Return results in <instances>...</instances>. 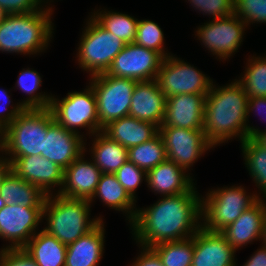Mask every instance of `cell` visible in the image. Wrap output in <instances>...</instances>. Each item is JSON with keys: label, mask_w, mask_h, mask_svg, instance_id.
Here are the masks:
<instances>
[{"label": "cell", "mask_w": 266, "mask_h": 266, "mask_svg": "<svg viewBox=\"0 0 266 266\" xmlns=\"http://www.w3.org/2000/svg\"><path fill=\"white\" fill-rule=\"evenodd\" d=\"M195 185L179 195L161 196L147 208H138L130 223L138 246L183 240L202 227L201 197Z\"/></svg>", "instance_id": "1"}, {"label": "cell", "mask_w": 266, "mask_h": 266, "mask_svg": "<svg viewBox=\"0 0 266 266\" xmlns=\"http://www.w3.org/2000/svg\"><path fill=\"white\" fill-rule=\"evenodd\" d=\"M247 106L248 96L236 79L225 86L213 82L206 95L203 131L214 147L234 137L240 143L248 138Z\"/></svg>", "instance_id": "2"}, {"label": "cell", "mask_w": 266, "mask_h": 266, "mask_svg": "<svg viewBox=\"0 0 266 266\" xmlns=\"http://www.w3.org/2000/svg\"><path fill=\"white\" fill-rule=\"evenodd\" d=\"M52 7L26 14H7L0 23V51L24 55L44 52L52 39Z\"/></svg>", "instance_id": "3"}, {"label": "cell", "mask_w": 266, "mask_h": 266, "mask_svg": "<svg viewBox=\"0 0 266 266\" xmlns=\"http://www.w3.org/2000/svg\"><path fill=\"white\" fill-rule=\"evenodd\" d=\"M91 207L86 199L63 197L57 193L46 196L43 219L46 220L47 226L43 230L66 246L74 243L103 219L101 216L90 219Z\"/></svg>", "instance_id": "4"}, {"label": "cell", "mask_w": 266, "mask_h": 266, "mask_svg": "<svg viewBox=\"0 0 266 266\" xmlns=\"http://www.w3.org/2000/svg\"><path fill=\"white\" fill-rule=\"evenodd\" d=\"M54 120L50 108L24 109L6 127L5 153L8 157L41 155L49 124Z\"/></svg>", "instance_id": "5"}, {"label": "cell", "mask_w": 266, "mask_h": 266, "mask_svg": "<svg viewBox=\"0 0 266 266\" xmlns=\"http://www.w3.org/2000/svg\"><path fill=\"white\" fill-rule=\"evenodd\" d=\"M259 199V194L253 192L248 195L242 186L211 189L205 197H201L202 227L207 231L220 232Z\"/></svg>", "instance_id": "6"}, {"label": "cell", "mask_w": 266, "mask_h": 266, "mask_svg": "<svg viewBox=\"0 0 266 266\" xmlns=\"http://www.w3.org/2000/svg\"><path fill=\"white\" fill-rule=\"evenodd\" d=\"M89 16L76 55L79 66L93 76L107 72L126 44Z\"/></svg>", "instance_id": "7"}, {"label": "cell", "mask_w": 266, "mask_h": 266, "mask_svg": "<svg viewBox=\"0 0 266 266\" xmlns=\"http://www.w3.org/2000/svg\"><path fill=\"white\" fill-rule=\"evenodd\" d=\"M50 109L61 126L75 133H80L79 127L88 128L90 136L103 130L98 120L96 96L90 85L84 91L68 92L61 100L53 95Z\"/></svg>", "instance_id": "8"}, {"label": "cell", "mask_w": 266, "mask_h": 266, "mask_svg": "<svg viewBox=\"0 0 266 266\" xmlns=\"http://www.w3.org/2000/svg\"><path fill=\"white\" fill-rule=\"evenodd\" d=\"M89 85L93 88L97 101L100 126L129 116L133 89L138 81L131 78H117L106 72L90 76Z\"/></svg>", "instance_id": "9"}, {"label": "cell", "mask_w": 266, "mask_h": 266, "mask_svg": "<svg viewBox=\"0 0 266 266\" xmlns=\"http://www.w3.org/2000/svg\"><path fill=\"white\" fill-rule=\"evenodd\" d=\"M155 81L169 98L176 94H208L213 80L173 55L163 58Z\"/></svg>", "instance_id": "10"}, {"label": "cell", "mask_w": 266, "mask_h": 266, "mask_svg": "<svg viewBox=\"0 0 266 266\" xmlns=\"http://www.w3.org/2000/svg\"><path fill=\"white\" fill-rule=\"evenodd\" d=\"M246 27L238 16L232 14L209 20L197 28L195 36L211 55L227 60L240 48Z\"/></svg>", "instance_id": "11"}, {"label": "cell", "mask_w": 266, "mask_h": 266, "mask_svg": "<svg viewBox=\"0 0 266 266\" xmlns=\"http://www.w3.org/2000/svg\"><path fill=\"white\" fill-rule=\"evenodd\" d=\"M159 134L165 145L167 159L185 169L187 173L195 161L214 148L203 130L160 126Z\"/></svg>", "instance_id": "12"}, {"label": "cell", "mask_w": 266, "mask_h": 266, "mask_svg": "<svg viewBox=\"0 0 266 266\" xmlns=\"http://www.w3.org/2000/svg\"><path fill=\"white\" fill-rule=\"evenodd\" d=\"M42 220L43 207H23L6 203L0 210V238L9 241L4 249L23 248L37 233Z\"/></svg>", "instance_id": "13"}, {"label": "cell", "mask_w": 266, "mask_h": 266, "mask_svg": "<svg viewBox=\"0 0 266 266\" xmlns=\"http://www.w3.org/2000/svg\"><path fill=\"white\" fill-rule=\"evenodd\" d=\"M163 57L156 51L135 43L126 44L114 58L107 74L117 78H131L138 82L155 80Z\"/></svg>", "instance_id": "14"}, {"label": "cell", "mask_w": 266, "mask_h": 266, "mask_svg": "<svg viewBox=\"0 0 266 266\" xmlns=\"http://www.w3.org/2000/svg\"><path fill=\"white\" fill-rule=\"evenodd\" d=\"M11 161V170L19 177L37 186L46 196L53 195L54 187L60 189L63 184L64 169L41 155L7 157Z\"/></svg>", "instance_id": "15"}, {"label": "cell", "mask_w": 266, "mask_h": 266, "mask_svg": "<svg viewBox=\"0 0 266 266\" xmlns=\"http://www.w3.org/2000/svg\"><path fill=\"white\" fill-rule=\"evenodd\" d=\"M83 137V134L66 129L54 119L47 128L41 156L65 169L86 152L87 140Z\"/></svg>", "instance_id": "16"}, {"label": "cell", "mask_w": 266, "mask_h": 266, "mask_svg": "<svg viewBox=\"0 0 266 266\" xmlns=\"http://www.w3.org/2000/svg\"><path fill=\"white\" fill-rule=\"evenodd\" d=\"M206 94H176L166 98L161 126L203 130Z\"/></svg>", "instance_id": "17"}, {"label": "cell", "mask_w": 266, "mask_h": 266, "mask_svg": "<svg viewBox=\"0 0 266 266\" xmlns=\"http://www.w3.org/2000/svg\"><path fill=\"white\" fill-rule=\"evenodd\" d=\"M236 250L220 232L201 227L194 235L191 266H237Z\"/></svg>", "instance_id": "18"}, {"label": "cell", "mask_w": 266, "mask_h": 266, "mask_svg": "<svg viewBox=\"0 0 266 266\" xmlns=\"http://www.w3.org/2000/svg\"><path fill=\"white\" fill-rule=\"evenodd\" d=\"M85 153L74 160L63 173V184L59 194L63 197L90 200L94 195L102 172Z\"/></svg>", "instance_id": "19"}, {"label": "cell", "mask_w": 266, "mask_h": 266, "mask_svg": "<svg viewBox=\"0 0 266 266\" xmlns=\"http://www.w3.org/2000/svg\"><path fill=\"white\" fill-rule=\"evenodd\" d=\"M165 108L166 96L155 80L136 83L132 92L129 116L160 127L165 117Z\"/></svg>", "instance_id": "20"}, {"label": "cell", "mask_w": 266, "mask_h": 266, "mask_svg": "<svg viewBox=\"0 0 266 266\" xmlns=\"http://www.w3.org/2000/svg\"><path fill=\"white\" fill-rule=\"evenodd\" d=\"M264 201V198H260L253 206L243 211L237 220L220 231L236 251L254 240H262L266 212Z\"/></svg>", "instance_id": "21"}, {"label": "cell", "mask_w": 266, "mask_h": 266, "mask_svg": "<svg viewBox=\"0 0 266 266\" xmlns=\"http://www.w3.org/2000/svg\"><path fill=\"white\" fill-rule=\"evenodd\" d=\"M166 159L147 172L146 183L150 190L160 196L179 195L189 191L195 184L191 173Z\"/></svg>", "instance_id": "22"}, {"label": "cell", "mask_w": 266, "mask_h": 266, "mask_svg": "<svg viewBox=\"0 0 266 266\" xmlns=\"http://www.w3.org/2000/svg\"><path fill=\"white\" fill-rule=\"evenodd\" d=\"M103 220L86 235L67 245L65 266H98L104 253Z\"/></svg>", "instance_id": "23"}, {"label": "cell", "mask_w": 266, "mask_h": 266, "mask_svg": "<svg viewBox=\"0 0 266 266\" xmlns=\"http://www.w3.org/2000/svg\"><path fill=\"white\" fill-rule=\"evenodd\" d=\"M102 132L129 149L154 138L159 133V127L153 123L126 116L111 121L103 127Z\"/></svg>", "instance_id": "24"}, {"label": "cell", "mask_w": 266, "mask_h": 266, "mask_svg": "<svg viewBox=\"0 0 266 266\" xmlns=\"http://www.w3.org/2000/svg\"><path fill=\"white\" fill-rule=\"evenodd\" d=\"M95 198H99L109 208L125 213L129 223L134 220L137 212L136 201L125 191L115 174L102 173L96 191L89 200L90 204Z\"/></svg>", "instance_id": "25"}, {"label": "cell", "mask_w": 266, "mask_h": 266, "mask_svg": "<svg viewBox=\"0 0 266 266\" xmlns=\"http://www.w3.org/2000/svg\"><path fill=\"white\" fill-rule=\"evenodd\" d=\"M92 136L94 140L89 148L92 161L102 173L114 174L128 160V149L102 131Z\"/></svg>", "instance_id": "26"}, {"label": "cell", "mask_w": 266, "mask_h": 266, "mask_svg": "<svg viewBox=\"0 0 266 266\" xmlns=\"http://www.w3.org/2000/svg\"><path fill=\"white\" fill-rule=\"evenodd\" d=\"M23 249L38 266H65L67 246L43 229Z\"/></svg>", "instance_id": "27"}, {"label": "cell", "mask_w": 266, "mask_h": 266, "mask_svg": "<svg viewBox=\"0 0 266 266\" xmlns=\"http://www.w3.org/2000/svg\"><path fill=\"white\" fill-rule=\"evenodd\" d=\"M0 194L8 204L23 207H44L46 195L35 185L26 182L12 170L4 178Z\"/></svg>", "instance_id": "28"}, {"label": "cell", "mask_w": 266, "mask_h": 266, "mask_svg": "<svg viewBox=\"0 0 266 266\" xmlns=\"http://www.w3.org/2000/svg\"><path fill=\"white\" fill-rule=\"evenodd\" d=\"M91 15L104 29L120 38L125 44L134 43L138 19L131 15L102 9Z\"/></svg>", "instance_id": "29"}, {"label": "cell", "mask_w": 266, "mask_h": 266, "mask_svg": "<svg viewBox=\"0 0 266 266\" xmlns=\"http://www.w3.org/2000/svg\"><path fill=\"white\" fill-rule=\"evenodd\" d=\"M241 148L249 175L266 199V149L249 137L241 142Z\"/></svg>", "instance_id": "30"}, {"label": "cell", "mask_w": 266, "mask_h": 266, "mask_svg": "<svg viewBox=\"0 0 266 266\" xmlns=\"http://www.w3.org/2000/svg\"><path fill=\"white\" fill-rule=\"evenodd\" d=\"M42 84V79L40 74L30 68L22 69L19 73L18 80L16 81V87L22 90L25 94H27V98L22 102L19 103L25 109H47L50 108L51 101H52V94L47 95L45 92L38 93V89Z\"/></svg>", "instance_id": "31"}, {"label": "cell", "mask_w": 266, "mask_h": 266, "mask_svg": "<svg viewBox=\"0 0 266 266\" xmlns=\"http://www.w3.org/2000/svg\"><path fill=\"white\" fill-rule=\"evenodd\" d=\"M166 159L165 145L159 133L151 140L128 149V160L146 172Z\"/></svg>", "instance_id": "32"}, {"label": "cell", "mask_w": 266, "mask_h": 266, "mask_svg": "<svg viewBox=\"0 0 266 266\" xmlns=\"http://www.w3.org/2000/svg\"><path fill=\"white\" fill-rule=\"evenodd\" d=\"M151 249L159 256L163 266H191L194 235L183 240L159 243Z\"/></svg>", "instance_id": "33"}, {"label": "cell", "mask_w": 266, "mask_h": 266, "mask_svg": "<svg viewBox=\"0 0 266 266\" xmlns=\"http://www.w3.org/2000/svg\"><path fill=\"white\" fill-rule=\"evenodd\" d=\"M250 58L246 63L245 74L236 80L243 87L248 98L266 97V56Z\"/></svg>", "instance_id": "34"}, {"label": "cell", "mask_w": 266, "mask_h": 266, "mask_svg": "<svg viewBox=\"0 0 266 266\" xmlns=\"http://www.w3.org/2000/svg\"><path fill=\"white\" fill-rule=\"evenodd\" d=\"M134 43L158 52L163 58L172 55L165 51L163 30L157 23L151 20L144 19L138 21Z\"/></svg>", "instance_id": "35"}, {"label": "cell", "mask_w": 266, "mask_h": 266, "mask_svg": "<svg viewBox=\"0 0 266 266\" xmlns=\"http://www.w3.org/2000/svg\"><path fill=\"white\" fill-rule=\"evenodd\" d=\"M234 14L247 26L266 23V0H234Z\"/></svg>", "instance_id": "36"}, {"label": "cell", "mask_w": 266, "mask_h": 266, "mask_svg": "<svg viewBox=\"0 0 266 266\" xmlns=\"http://www.w3.org/2000/svg\"><path fill=\"white\" fill-rule=\"evenodd\" d=\"M114 174L129 196L136 201V190L143 180L146 182L147 172L127 160Z\"/></svg>", "instance_id": "37"}, {"label": "cell", "mask_w": 266, "mask_h": 266, "mask_svg": "<svg viewBox=\"0 0 266 266\" xmlns=\"http://www.w3.org/2000/svg\"><path fill=\"white\" fill-rule=\"evenodd\" d=\"M194 9L212 19L234 14V0H188Z\"/></svg>", "instance_id": "38"}, {"label": "cell", "mask_w": 266, "mask_h": 266, "mask_svg": "<svg viewBox=\"0 0 266 266\" xmlns=\"http://www.w3.org/2000/svg\"><path fill=\"white\" fill-rule=\"evenodd\" d=\"M0 266H38L23 248L0 249Z\"/></svg>", "instance_id": "39"}, {"label": "cell", "mask_w": 266, "mask_h": 266, "mask_svg": "<svg viewBox=\"0 0 266 266\" xmlns=\"http://www.w3.org/2000/svg\"><path fill=\"white\" fill-rule=\"evenodd\" d=\"M42 2V0H0V7L7 14H26L44 9Z\"/></svg>", "instance_id": "40"}, {"label": "cell", "mask_w": 266, "mask_h": 266, "mask_svg": "<svg viewBox=\"0 0 266 266\" xmlns=\"http://www.w3.org/2000/svg\"><path fill=\"white\" fill-rule=\"evenodd\" d=\"M7 91L8 90L0 89V104L2 105V101L3 104H5L4 106L2 105V108L0 106V123L4 127L10 125L16 119L17 115L25 109L20 103H17L15 106L11 105L12 107H7L12 102L8 94L9 92Z\"/></svg>", "instance_id": "41"}, {"label": "cell", "mask_w": 266, "mask_h": 266, "mask_svg": "<svg viewBox=\"0 0 266 266\" xmlns=\"http://www.w3.org/2000/svg\"><path fill=\"white\" fill-rule=\"evenodd\" d=\"M141 254L135 259L131 266H163L159 256L151 249L140 246Z\"/></svg>", "instance_id": "42"}, {"label": "cell", "mask_w": 266, "mask_h": 266, "mask_svg": "<svg viewBox=\"0 0 266 266\" xmlns=\"http://www.w3.org/2000/svg\"><path fill=\"white\" fill-rule=\"evenodd\" d=\"M253 111H256L258 113L261 112V111H266V97H251V98H248L247 118H246L248 130L250 129L249 115H250V113H253Z\"/></svg>", "instance_id": "43"}, {"label": "cell", "mask_w": 266, "mask_h": 266, "mask_svg": "<svg viewBox=\"0 0 266 266\" xmlns=\"http://www.w3.org/2000/svg\"><path fill=\"white\" fill-rule=\"evenodd\" d=\"M261 245L260 249H257L242 266H266V246Z\"/></svg>", "instance_id": "44"}, {"label": "cell", "mask_w": 266, "mask_h": 266, "mask_svg": "<svg viewBox=\"0 0 266 266\" xmlns=\"http://www.w3.org/2000/svg\"><path fill=\"white\" fill-rule=\"evenodd\" d=\"M248 137L254 138L261 146L266 149V129L261 130L258 127L250 126Z\"/></svg>", "instance_id": "45"}, {"label": "cell", "mask_w": 266, "mask_h": 266, "mask_svg": "<svg viewBox=\"0 0 266 266\" xmlns=\"http://www.w3.org/2000/svg\"><path fill=\"white\" fill-rule=\"evenodd\" d=\"M11 171V161L6 156L0 157V188L4 178Z\"/></svg>", "instance_id": "46"}, {"label": "cell", "mask_w": 266, "mask_h": 266, "mask_svg": "<svg viewBox=\"0 0 266 266\" xmlns=\"http://www.w3.org/2000/svg\"><path fill=\"white\" fill-rule=\"evenodd\" d=\"M5 137H6V127H4L0 123V152H2L1 153L2 155L5 151Z\"/></svg>", "instance_id": "47"}, {"label": "cell", "mask_w": 266, "mask_h": 266, "mask_svg": "<svg viewBox=\"0 0 266 266\" xmlns=\"http://www.w3.org/2000/svg\"><path fill=\"white\" fill-rule=\"evenodd\" d=\"M261 241H263L262 244L266 246V212L264 218L263 236Z\"/></svg>", "instance_id": "48"}, {"label": "cell", "mask_w": 266, "mask_h": 266, "mask_svg": "<svg viewBox=\"0 0 266 266\" xmlns=\"http://www.w3.org/2000/svg\"><path fill=\"white\" fill-rule=\"evenodd\" d=\"M7 16V13L0 7V23L4 20Z\"/></svg>", "instance_id": "49"}, {"label": "cell", "mask_w": 266, "mask_h": 266, "mask_svg": "<svg viewBox=\"0 0 266 266\" xmlns=\"http://www.w3.org/2000/svg\"><path fill=\"white\" fill-rule=\"evenodd\" d=\"M6 205L5 199L0 194V210Z\"/></svg>", "instance_id": "50"}]
</instances>
